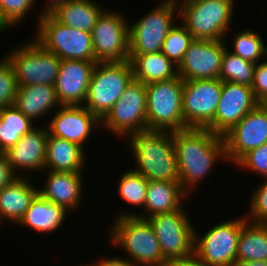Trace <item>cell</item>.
<instances>
[{"label": "cell", "instance_id": "1", "mask_svg": "<svg viewBox=\"0 0 267 266\" xmlns=\"http://www.w3.org/2000/svg\"><path fill=\"white\" fill-rule=\"evenodd\" d=\"M173 141L181 188L189 196L220 159L228 161L224 137L207 128L175 131Z\"/></svg>", "mask_w": 267, "mask_h": 266}, {"label": "cell", "instance_id": "2", "mask_svg": "<svg viewBox=\"0 0 267 266\" xmlns=\"http://www.w3.org/2000/svg\"><path fill=\"white\" fill-rule=\"evenodd\" d=\"M126 138L129 152L135 159V172L148 181L180 182L173 132L144 129Z\"/></svg>", "mask_w": 267, "mask_h": 266}, {"label": "cell", "instance_id": "3", "mask_svg": "<svg viewBox=\"0 0 267 266\" xmlns=\"http://www.w3.org/2000/svg\"><path fill=\"white\" fill-rule=\"evenodd\" d=\"M110 225L111 245L119 246L135 266H167L158 239L148 219L137 216L116 217Z\"/></svg>", "mask_w": 267, "mask_h": 266}, {"label": "cell", "instance_id": "4", "mask_svg": "<svg viewBox=\"0 0 267 266\" xmlns=\"http://www.w3.org/2000/svg\"><path fill=\"white\" fill-rule=\"evenodd\" d=\"M234 3V0L196 1L178 7V18L193 39L223 40L231 29Z\"/></svg>", "mask_w": 267, "mask_h": 266}, {"label": "cell", "instance_id": "5", "mask_svg": "<svg viewBox=\"0 0 267 266\" xmlns=\"http://www.w3.org/2000/svg\"><path fill=\"white\" fill-rule=\"evenodd\" d=\"M36 37L34 38L47 51L61 60L96 61L92 34L67 27L55 20L49 13H38Z\"/></svg>", "mask_w": 267, "mask_h": 266}, {"label": "cell", "instance_id": "6", "mask_svg": "<svg viewBox=\"0 0 267 266\" xmlns=\"http://www.w3.org/2000/svg\"><path fill=\"white\" fill-rule=\"evenodd\" d=\"M133 79L129 60L96 63L83 106L102 120Z\"/></svg>", "mask_w": 267, "mask_h": 266}, {"label": "cell", "instance_id": "7", "mask_svg": "<svg viewBox=\"0 0 267 266\" xmlns=\"http://www.w3.org/2000/svg\"><path fill=\"white\" fill-rule=\"evenodd\" d=\"M183 84L177 76L146 85L147 129L175 132L187 128L182 111Z\"/></svg>", "mask_w": 267, "mask_h": 266}, {"label": "cell", "instance_id": "8", "mask_svg": "<svg viewBox=\"0 0 267 266\" xmlns=\"http://www.w3.org/2000/svg\"><path fill=\"white\" fill-rule=\"evenodd\" d=\"M5 55L16 75L18 86L52 85L57 79L61 59L47 51L34 37Z\"/></svg>", "mask_w": 267, "mask_h": 266}, {"label": "cell", "instance_id": "9", "mask_svg": "<svg viewBox=\"0 0 267 266\" xmlns=\"http://www.w3.org/2000/svg\"><path fill=\"white\" fill-rule=\"evenodd\" d=\"M178 7L172 0H163L148 14L129 26V55L158 53L169 30L177 23Z\"/></svg>", "mask_w": 267, "mask_h": 266}, {"label": "cell", "instance_id": "10", "mask_svg": "<svg viewBox=\"0 0 267 266\" xmlns=\"http://www.w3.org/2000/svg\"><path fill=\"white\" fill-rule=\"evenodd\" d=\"M101 126L124 139L135 131L147 129L146 85L133 79L101 120Z\"/></svg>", "mask_w": 267, "mask_h": 266}, {"label": "cell", "instance_id": "11", "mask_svg": "<svg viewBox=\"0 0 267 266\" xmlns=\"http://www.w3.org/2000/svg\"><path fill=\"white\" fill-rule=\"evenodd\" d=\"M158 239L163 257L170 261L194 253L195 227L184 207L148 218Z\"/></svg>", "mask_w": 267, "mask_h": 266}, {"label": "cell", "instance_id": "12", "mask_svg": "<svg viewBox=\"0 0 267 266\" xmlns=\"http://www.w3.org/2000/svg\"><path fill=\"white\" fill-rule=\"evenodd\" d=\"M124 15L104 10L98 17L91 33L97 63L129 60V24Z\"/></svg>", "mask_w": 267, "mask_h": 266}, {"label": "cell", "instance_id": "13", "mask_svg": "<svg viewBox=\"0 0 267 266\" xmlns=\"http://www.w3.org/2000/svg\"><path fill=\"white\" fill-rule=\"evenodd\" d=\"M242 217L214 225L207 232H194V253L210 266H233L236 260ZM199 235V236H198Z\"/></svg>", "mask_w": 267, "mask_h": 266}, {"label": "cell", "instance_id": "14", "mask_svg": "<svg viewBox=\"0 0 267 266\" xmlns=\"http://www.w3.org/2000/svg\"><path fill=\"white\" fill-rule=\"evenodd\" d=\"M221 90L219 78L184 81L182 111L187 128H207L213 122Z\"/></svg>", "mask_w": 267, "mask_h": 266}, {"label": "cell", "instance_id": "15", "mask_svg": "<svg viewBox=\"0 0 267 266\" xmlns=\"http://www.w3.org/2000/svg\"><path fill=\"white\" fill-rule=\"evenodd\" d=\"M224 41L194 39L178 65L179 76L184 81L219 78Z\"/></svg>", "mask_w": 267, "mask_h": 266}, {"label": "cell", "instance_id": "16", "mask_svg": "<svg viewBox=\"0 0 267 266\" xmlns=\"http://www.w3.org/2000/svg\"><path fill=\"white\" fill-rule=\"evenodd\" d=\"M259 102L251 87L233 82H222L220 101L213 122L207 129L224 136Z\"/></svg>", "mask_w": 267, "mask_h": 266}, {"label": "cell", "instance_id": "17", "mask_svg": "<svg viewBox=\"0 0 267 266\" xmlns=\"http://www.w3.org/2000/svg\"><path fill=\"white\" fill-rule=\"evenodd\" d=\"M229 163H236L248 151L267 143V111L259 104L224 136Z\"/></svg>", "mask_w": 267, "mask_h": 266}, {"label": "cell", "instance_id": "18", "mask_svg": "<svg viewBox=\"0 0 267 266\" xmlns=\"http://www.w3.org/2000/svg\"><path fill=\"white\" fill-rule=\"evenodd\" d=\"M50 117L48 132L50 135L84 147L92 131L101 128V120L83 105H61ZM95 129V130H93ZM87 140V141H86Z\"/></svg>", "mask_w": 267, "mask_h": 266}, {"label": "cell", "instance_id": "19", "mask_svg": "<svg viewBox=\"0 0 267 266\" xmlns=\"http://www.w3.org/2000/svg\"><path fill=\"white\" fill-rule=\"evenodd\" d=\"M48 133L47 127L44 128L43 125L41 128L37 125L15 145L3 152L17 177L31 178L30 172L45 170ZM20 169L21 172L27 171L28 174L20 173Z\"/></svg>", "mask_w": 267, "mask_h": 266}, {"label": "cell", "instance_id": "20", "mask_svg": "<svg viewBox=\"0 0 267 266\" xmlns=\"http://www.w3.org/2000/svg\"><path fill=\"white\" fill-rule=\"evenodd\" d=\"M96 61L61 60L59 74L54 83L61 105H83Z\"/></svg>", "mask_w": 267, "mask_h": 266}, {"label": "cell", "instance_id": "21", "mask_svg": "<svg viewBox=\"0 0 267 266\" xmlns=\"http://www.w3.org/2000/svg\"><path fill=\"white\" fill-rule=\"evenodd\" d=\"M44 171L48 174L44 186L38 187V193L68 212L78 210L83 196V172Z\"/></svg>", "mask_w": 267, "mask_h": 266}, {"label": "cell", "instance_id": "22", "mask_svg": "<svg viewBox=\"0 0 267 266\" xmlns=\"http://www.w3.org/2000/svg\"><path fill=\"white\" fill-rule=\"evenodd\" d=\"M189 195L181 188L180 182L148 181L147 195L142 212H122L118 217L137 216L148 219L157 214L169 213L183 207V200Z\"/></svg>", "mask_w": 267, "mask_h": 266}, {"label": "cell", "instance_id": "23", "mask_svg": "<svg viewBox=\"0 0 267 266\" xmlns=\"http://www.w3.org/2000/svg\"><path fill=\"white\" fill-rule=\"evenodd\" d=\"M31 182L32 177H16L0 190V224L8 220L12 225H17L22 219L38 194V187Z\"/></svg>", "mask_w": 267, "mask_h": 266}, {"label": "cell", "instance_id": "24", "mask_svg": "<svg viewBox=\"0 0 267 266\" xmlns=\"http://www.w3.org/2000/svg\"><path fill=\"white\" fill-rule=\"evenodd\" d=\"M68 213L70 212L65 208L48 201L38 193L17 225L28 227L39 234H51L62 227Z\"/></svg>", "mask_w": 267, "mask_h": 266}, {"label": "cell", "instance_id": "25", "mask_svg": "<svg viewBox=\"0 0 267 266\" xmlns=\"http://www.w3.org/2000/svg\"><path fill=\"white\" fill-rule=\"evenodd\" d=\"M14 106L35 123L61 104L54 86L38 84L18 86Z\"/></svg>", "mask_w": 267, "mask_h": 266}, {"label": "cell", "instance_id": "26", "mask_svg": "<svg viewBox=\"0 0 267 266\" xmlns=\"http://www.w3.org/2000/svg\"><path fill=\"white\" fill-rule=\"evenodd\" d=\"M94 0H64L48 13L59 23L92 33L105 8Z\"/></svg>", "mask_w": 267, "mask_h": 266}, {"label": "cell", "instance_id": "27", "mask_svg": "<svg viewBox=\"0 0 267 266\" xmlns=\"http://www.w3.org/2000/svg\"><path fill=\"white\" fill-rule=\"evenodd\" d=\"M85 163L86 152L83 147L48 133L45 170L83 172Z\"/></svg>", "mask_w": 267, "mask_h": 266}, {"label": "cell", "instance_id": "28", "mask_svg": "<svg viewBox=\"0 0 267 266\" xmlns=\"http://www.w3.org/2000/svg\"><path fill=\"white\" fill-rule=\"evenodd\" d=\"M133 78L145 85L171 80L178 74V65L162 52L129 55Z\"/></svg>", "mask_w": 267, "mask_h": 266}, {"label": "cell", "instance_id": "29", "mask_svg": "<svg viewBox=\"0 0 267 266\" xmlns=\"http://www.w3.org/2000/svg\"><path fill=\"white\" fill-rule=\"evenodd\" d=\"M236 260L267 261V224L252 223L242 216Z\"/></svg>", "mask_w": 267, "mask_h": 266}, {"label": "cell", "instance_id": "30", "mask_svg": "<svg viewBox=\"0 0 267 266\" xmlns=\"http://www.w3.org/2000/svg\"><path fill=\"white\" fill-rule=\"evenodd\" d=\"M14 105L0 109V153L15 145L25 134L36 127Z\"/></svg>", "mask_w": 267, "mask_h": 266}, {"label": "cell", "instance_id": "31", "mask_svg": "<svg viewBox=\"0 0 267 266\" xmlns=\"http://www.w3.org/2000/svg\"><path fill=\"white\" fill-rule=\"evenodd\" d=\"M232 54L240 56L251 63H259L260 58L267 57V45L258 31L244 29L232 39Z\"/></svg>", "mask_w": 267, "mask_h": 266}, {"label": "cell", "instance_id": "32", "mask_svg": "<svg viewBox=\"0 0 267 266\" xmlns=\"http://www.w3.org/2000/svg\"><path fill=\"white\" fill-rule=\"evenodd\" d=\"M255 64L234 55L226 48L223 53L219 79L251 87Z\"/></svg>", "mask_w": 267, "mask_h": 266}, {"label": "cell", "instance_id": "33", "mask_svg": "<svg viewBox=\"0 0 267 266\" xmlns=\"http://www.w3.org/2000/svg\"><path fill=\"white\" fill-rule=\"evenodd\" d=\"M148 180L133 169L121 174L118 180L119 196L129 205L143 208L147 195Z\"/></svg>", "mask_w": 267, "mask_h": 266}, {"label": "cell", "instance_id": "34", "mask_svg": "<svg viewBox=\"0 0 267 266\" xmlns=\"http://www.w3.org/2000/svg\"><path fill=\"white\" fill-rule=\"evenodd\" d=\"M178 24V25H177ZM175 24L168 32L162 47V53L176 65L182 61L190 43L194 40L188 30L181 24Z\"/></svg>", "mask_w": 267, "mask_h": 266}, {"label": "cell", "instance_id": "35", "mask_svg": "<svg viewBox=\"0 0 267 266\" xmlns=\"http://www.w3.org/2000/svg\"><path fill=\"white\" fill-rule=\"evenodd\" d=\"M18 85L11 64L3 57L0 59V109L14 105Z\"/></svg>", "mask_w": 267, "mask_h": 266}, {"label": "cell", "instance_id": "36", "mask_svg": "<svg viewBox=\"0 0 267 266\" xmlns=\"http://www.w3.org/2000/svg\"><path fill=\"white\" fill-rule=\"evenodd\" d=\"M34 4V0H0V14L12 28L24 21Z\"/></svg>", "mask_w": 267, "mask_h": 266}, {"label": "cell", "instance_id": "37", "mask_svg": "<svg viewBox=\"0 0 267 266\" xmlns=\"http://www.w3.org/2000/svg\"><path fill=\"white\" fill-rule=\"evenodd\" d=\"M265 180V181H264ZM257 185L251 197L250 212L244 214L245 218L252 223L267 224V178Z\"/></svg>", "mask_w": 267, "mask_h": 266}, {"label": "cell", "instance_id": "38", "mask_svg": "<svg viewBox=\"0 0 267 266\" xmlns=\"http://www.w3.org/2000/svg\"><path fill=\"white\" fill-rule=\"evenodd\" d=\"M236 165L257 173L263 179L267 178V143L248 151L235 163Z\"/></svg>", "mask_w": 267, "mask_h": 266}, {"label": "cell", "instance_id": "39", "mask_svg": "<svg viewBox=\"0 0 267 266\" xmlns=\"http://www.w3.org/2000/svg\"><path fill=\"white\" fill-rule=\"evenodd\" d=\"M265 59V61L255 64L253 73L251 88L258 102L267 95V57Z\"/></svg>", "mask_w": 267, "mask_h": 266}, {"label": "cell", "instance_id": "40", "mask_svg": "<svg viewBox=\"0 0 267 266\" xmlns=\"http://www.w3.org/2000/svg\"><path fill=\"white\" fill-rule=\"evenodd\" d=\"M16 177L6 156L4 153H0V190L11 183Z\"/></svg>", "mask_w": 267, "mask_h": 266}, {"label": "cell", "instance_id": "41", "mask_svg": "<svg viewBox=\"0 0 267 266\" xmlns=\"http://www.w3.org/2000/svg\"><path fill=\"white\" fill-rule=\"evenodd\" d=\"M167 266H210L201 260L195 253L183 258H175L168 261Z\"/></svg>", "mask_w": 267, "mask_h": 266}, {"label": "cell", "instance_id": "42", "mask_svg": "<svg viewBox=\"0 0 267 266\" xmlns=\"http://www.w3.org/2000/svg\"><path fill=\"white\" fill-rule=\"evenodd\" d=\"M95 266H135L131 262L127 261L126 258L109 257L101 258L99 261L94 263Z\"/></svg>", "mask_w": 267, "mask_h": 266}, {"label": "cell", "instance_id": "43", "mask_svg": "<svg viewBox=\"0 0 267 266\" xmlns=\"http://www.w3.org/2000/svg\"><path fill=\"white\" fill-rule=\"evenodd\" d=\"M233 266H267V261H243V262H236Z\"/></svg>", "mask_w": 267, "mask_h": 266}, {"label": "cell", "instance_id": "44", "mask_svg": "<svg viewBox=\"0 0 267 266\" xmlns=\"http://www.w3.org/2000/svg\"><path fill=\"white\" fill-rule=\"evenodd\" d=\"M64 0H47V3L45 5V7L42 9V13H48L49 11H51L56 5H58L59 3H61ZM34 2L36 3V1L34 0Z\"/></svg>", "mask_w": 267, "mask_h": 266}, {"label": "cell", "instance_id": "45", "mask_svg": "<svg viewBox=\"0 0 267 266\" xmlns=\"http://www.w3.org/2000/svg\"><path fill=\"white\" fill-rule=\"evenodd\" d=\"M172 1L177 5V7H180L182 5H187V4L194 3L200 0H181L180 2L178 0H172Z\"/></svg>", "mask_w": 267, "mask_h": 266}, {"label": "cell", "instance_id": "46", "mask_svg": "<svg viewBox=\"0 0 267 266\" xmlns=\"http://www.w3.org/2000/svg\"><path fill=\"white\" fill-rule=\"evenodd\" d=\"M10 27L7 25V23L4 21L0 14V32H6Z\"/></svg>", "mask_w": 267, "mask_h": 266}, {"label": "cell", "instance_id": "47", "mask_svg": "<svg viewBox=\"0 0 267 266\" xmlns=\"http://www.w3.org/2000/svg\"><path fill=\"white\" fill-rule=\"evenodd\" d=\"M259 105L267 111V95L259 101Z\"/></svg>", "mask_w": 267, "mask_h": 266}, {"label": "cell", "instance_id": "48", "mask_svg": "<svg viewBox=\"0 0 267 266\" xmlns=\"http://www.w3.org/2000/svg\"><path fill=\"white\" fill-rule=\"evenodd\" d=\"M91 264H92V265H91ZM91 264H88V265H87V264H85V265H81V264H80V266H95V265L93 264V262H92Z\"/></svg>", "mask_w": 267, "mask_h": 266}]
</instances>
